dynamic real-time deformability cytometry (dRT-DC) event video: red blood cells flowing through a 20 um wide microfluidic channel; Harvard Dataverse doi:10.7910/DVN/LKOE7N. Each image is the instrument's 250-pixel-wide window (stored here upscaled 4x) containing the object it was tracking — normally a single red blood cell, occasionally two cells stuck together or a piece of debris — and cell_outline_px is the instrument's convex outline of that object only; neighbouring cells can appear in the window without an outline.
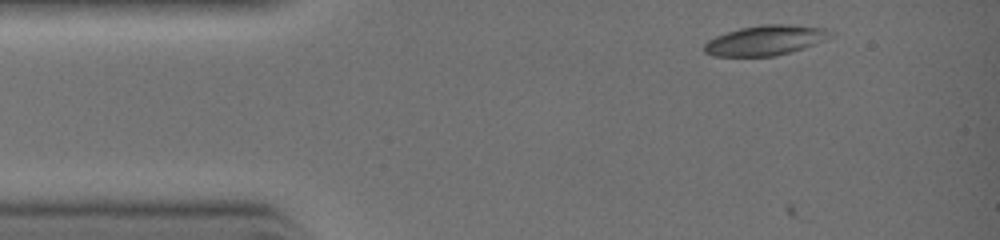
{"species": "common noctule bat (a hibernating species)", "species_latin": "Nyctalus noctula", "temperature_condition": "warm", "stored_images_in_passage": 8, "camera_frame_rate_fps": 3000, "um_per_image_px": 0.085, "animal": {"sex": "female", "body_mass_g": 19.0, "forearm_length_mm": 51.5}, "frame": {"image": 1, "passage_image": 2, "time_ms": 0.333, "image_size_px": [1000, 240], "cell_outline_px": [[836, 32], [832, 36], [824, 40], [804, 48], [772, 56], [712, 56], [704, 52], [704, 44], [708, 40], [716, 36], [740, 28], [764, 24], [784, 24], [824, 28]], "centroid_in_image_um": [65.06, 3.42], "position_along_channel_um": 19.9, "area_um2": 21.91}}